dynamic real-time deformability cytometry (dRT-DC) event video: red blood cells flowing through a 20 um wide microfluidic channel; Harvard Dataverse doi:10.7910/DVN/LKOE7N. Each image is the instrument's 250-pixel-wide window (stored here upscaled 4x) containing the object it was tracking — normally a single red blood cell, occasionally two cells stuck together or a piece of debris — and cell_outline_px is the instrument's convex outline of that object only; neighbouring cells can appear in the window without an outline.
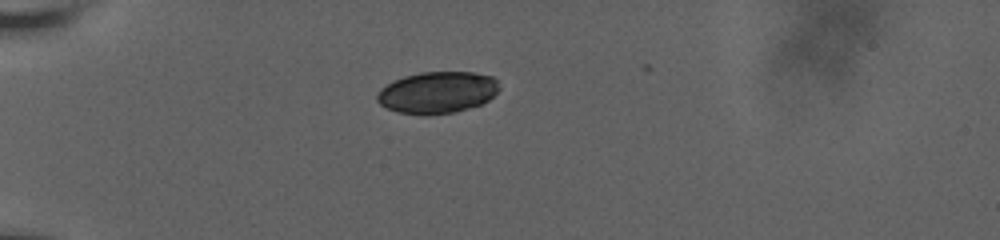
{"species": "human", "species_latin": "Homo sapiens", "temperature_condition": "room temperature", "stored_images_in_passage": 11, "camera_frame_rate_fps": 3000, "um_per_image_px": 0.085, "donor": {"sex": "male"}, "frame": {"image": 1, "passage_image": 1, "time_ms": 0.0, "image_size_px": [1000, 240], "cell_outline_px": [[500, 88], [488, 100], [480, 104], [456, 112], [428, 116], [424, 116], [396, 112], [380, 104], [376, 100], [376, 96], [380, 88], [392, 80], [404, 76], [420, 72], [472, 72], [492, 76], [496, 80]], "centroid_in_image_um": [37.13, 7.87], "position_along_channel_um": 47.9, "area_um2": 30.0}}
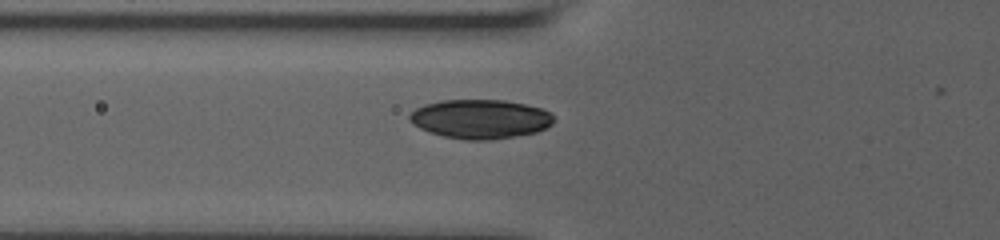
{"frame": {"image": 2, "passage_image": 7, "time_ms": 2.0, "image_size_px": [1000, 240], "cell_outline_px": [[556, 120], [552, 124], [536, 132], [492, 140], [464, 140], [444, 136], [420, 128], [408, 120], [408, 116], [416, 108], [424, 104], [440, 100], [504, 100], [524, 104], [540, 108], [552, 112], [556, 116]], "centroid_in_image_um": [40.85, 10.11], "position_along_channel_um": 84.9, "area_um2": 33.0}}
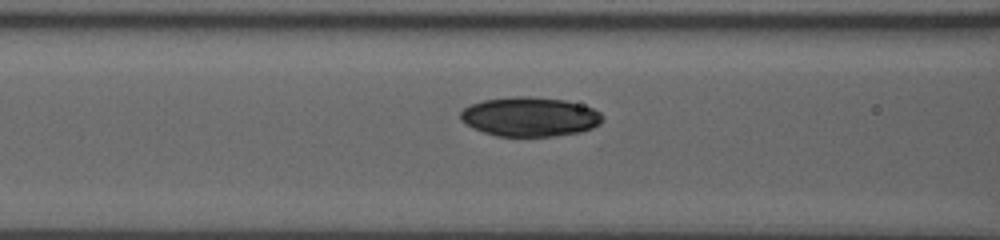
{"frame": {"image": 3, "passage_image": 10, "time_ms": 3.0, "image_size_px": [1000, 240], "cell_outline_px": [[604, 120], [600, 124], [592, 128], [580, 132], [556, 136], [496, 136], [472, 128], [460, 120], [460, 112], [464, 108], [472, 104], [484, 100], [512, 96], [528, 96], [564, 100], [592, 108], [600, 112], [604, 116]], "centroid_in_image_um": [45.04, 9.93], "position_along_channel_um": 121.6, "area_um2": 32.66}}